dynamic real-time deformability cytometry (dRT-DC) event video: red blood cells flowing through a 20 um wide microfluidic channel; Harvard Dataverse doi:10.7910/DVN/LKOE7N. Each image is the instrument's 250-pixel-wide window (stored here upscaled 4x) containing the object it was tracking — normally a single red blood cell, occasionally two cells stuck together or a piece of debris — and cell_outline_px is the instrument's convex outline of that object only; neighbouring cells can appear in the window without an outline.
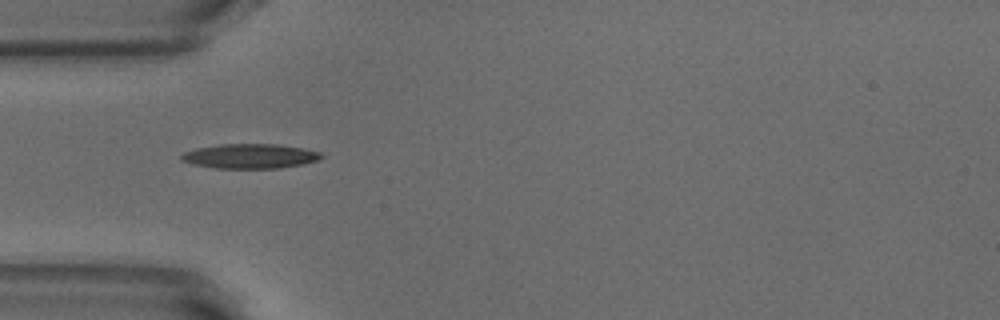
{"species": "common noctule bat (a hibernating species)", "species_latin": "Nyctalus noctula", "temperature_condition": "warm", "stored_images_in_passage": 34, "camera_frame_rate_fps": 3000, "um_per_image_px": 0.085, "animal": {"sex": "male", "body_mass_g": 18.8}, "frame": {"image": 1, "passage_image": 1, "time_ms": 0.0, "image_size_px": [1000, 320], "cell_outline_px": [[324, 156], [316, 160], [304, 164], [280, 168], [216, 168], [192, 164], [180, 160], [180, 156], [184, 152], [196, 148], [220, 144], [276, 144], [300, 148], [320, 152]], "centroid_in_image_um": [21.21, 13.27], "position_along_channel_um": 63.8, "area_um2": 20.0}}
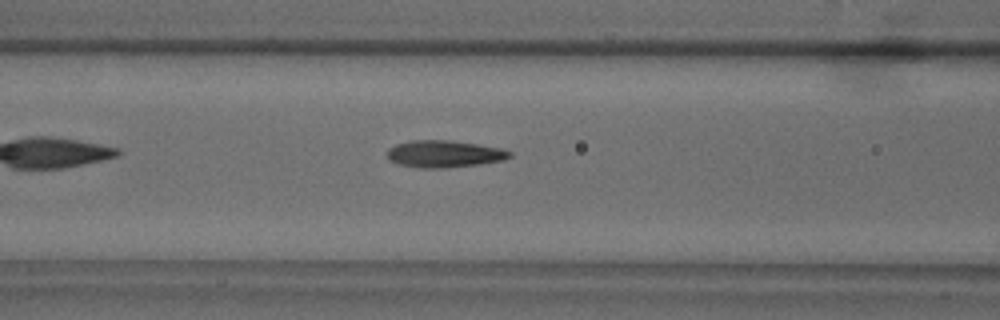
{"frame": {"image": 2, "passage_image": 6, "time_ms": 1.667, "image_size_px": [1000, 320], "cell_outline_px": [[512, 156], [504, 160], [480, 164], [444, 168], [416, 168], [400, 164], [388, 160], [388, 148], [396, 144], [412, 140], [448, 140], [504, 148], [512, 152]], "centroid_in_image_um": [37.78, 13.08], "position_along_channel_um": 128.8, "area_um2": 19.42}}
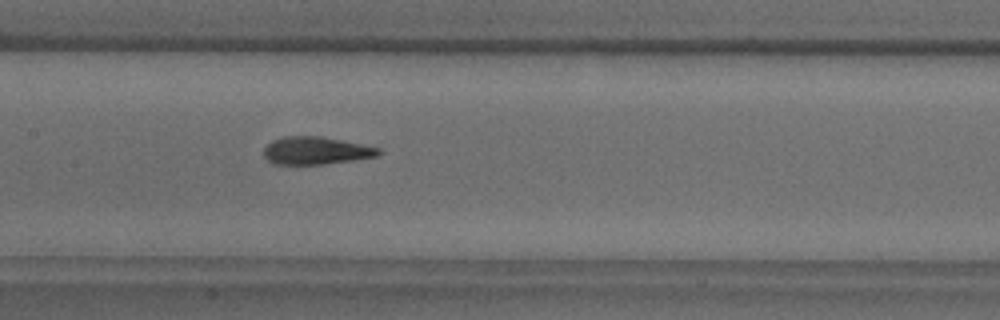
{"frame": {"image": 3, "passage_image": 10, "time_ms": 3.0, "image_size_px": [1000, 320], "cell_outline_px": [[380, 152], [376, 156], [356, 160], [324, 164], [272, 164], [264, 156], [264, 148], [272, 140], [284, 136], [320, 136], [380, 148]], "centroid_in_image_um": [26.82, 12.81], "position_along_channel_um": 180.6, "area_um2": 18.38}, "authors_computed_cell_mechanics": {"area_um2": 19.074, "velocity_mm_per_s": 3.8703, "shape_relaxation_time_tau1_ms": 5.8061, "shape_relaxation_time_tau2_ms": 1.9893, "deformation_change_tau1": 0.2204, "deformation_change_tau2": 0.103}}